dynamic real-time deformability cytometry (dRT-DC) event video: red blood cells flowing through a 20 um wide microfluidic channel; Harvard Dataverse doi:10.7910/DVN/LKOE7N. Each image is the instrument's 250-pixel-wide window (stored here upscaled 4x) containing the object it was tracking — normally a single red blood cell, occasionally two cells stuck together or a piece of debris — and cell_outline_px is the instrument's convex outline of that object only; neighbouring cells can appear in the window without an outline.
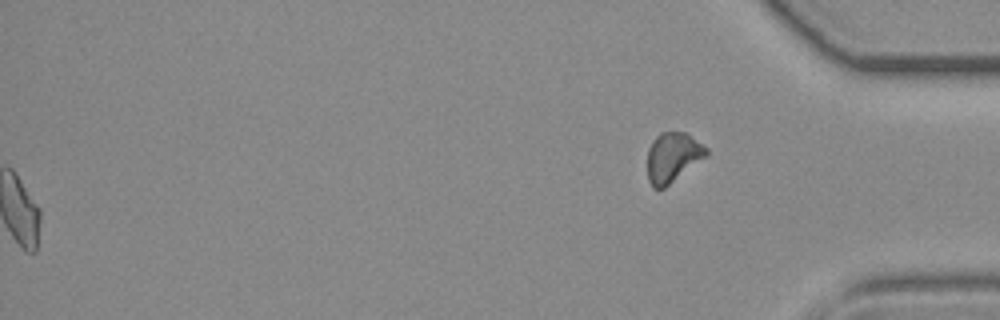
{"species": "common noctule bat (a hibernating species)", "species_latin": "Nyctalus noctula", "temperature_condition": "room temperature", "stored_images_in_passage": 38, "segment_of_instrument_passage": [2, 2], "camera_frame_rate_fps": 3000, "um_per_image_px": 0.085, "animal": {"sex": "female", "body_mass_g": 19.3, "forearm_length_mm": 54.1}, "frame": {"image": 1, "passage_image": 38, "time_ms": 12.333, "image_size_px": [1000, 320], "cell_outline_px": [[708, 156], [664, 188], [652, 188], [648, 180], [648, 148], [652, 140], [660, 132], [684, 132], [708, 148]], "centroid_in_image_um": [57.18, 13.37], "position_along_channel_um": 378.0, "area_um2": 17.11}}